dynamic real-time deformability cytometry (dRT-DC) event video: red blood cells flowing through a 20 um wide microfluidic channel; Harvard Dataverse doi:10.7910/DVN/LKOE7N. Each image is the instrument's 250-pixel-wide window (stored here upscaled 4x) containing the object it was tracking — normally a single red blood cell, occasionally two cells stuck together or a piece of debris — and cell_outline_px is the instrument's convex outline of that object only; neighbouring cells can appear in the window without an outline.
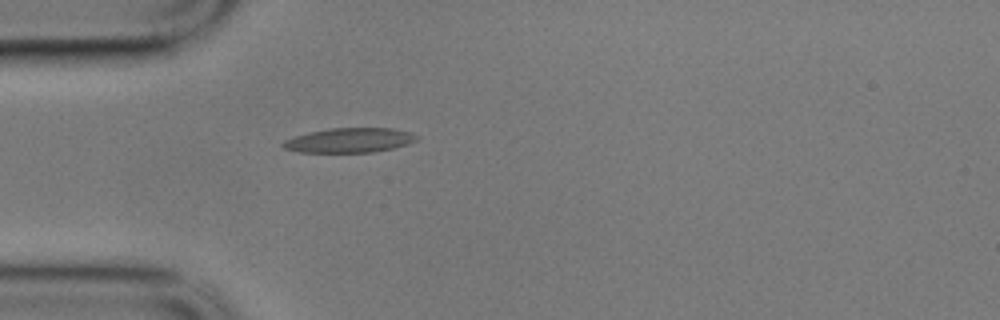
{"species": "common noctule bat (a hibernating species)", "species_latin": "Nyctalus noctula", "temperature_condition": "cold", "stored_images_in_passage": 1, "camera_frame_rate_fps": 3000, "um_per_image_px": 0.085, "animal": {"sex": "male", "body_mass_g": 17.9}, "frame": {"image": 1, "passage_image": 1, "time_ms": 0.0, "image_size_px": [1000, 320], "cell_outline_px": [[420, 136], [416, 140], [408, 144], [392, 148], [372, 152], [300, 152], [284, 148], [280, 144], [284, 140], [308, 132], [332, 128], [392, 128], [412, 132]], "centroid_in_image_um": [29.73, 11.91], "position_along_channel_um": 55.3, "area_um2": 19.13}}